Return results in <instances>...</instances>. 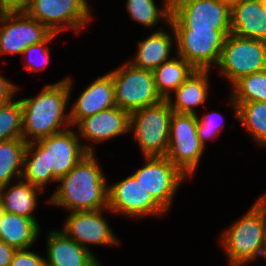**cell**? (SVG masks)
Listing matches in <instances>:
<instances>
[{
	"label": "cell",
	"mask_w": 266,
	"mask_h": 266,
	"mask_svg": "<svg viewBox=\"0 0 266 266\" xmlns=\"http://www.w3.org/2000/svg\"><path fill=\"white\" fill-rule=\"evenodd\" d=\"M72 86L73 79L69 76L54 84L44 85L35 97L20 99L23 139L27 143L72 127L69 114H66Z\"/></svg>",
	"instance_id": "7a4b0ae2"
},
{
	"label": "cell",
	"mask_w": 266,
	"mask_h": 266,
	"mask_svg": "<svg viewBox=\"0 0 266 266\" xmlns=\"http://www.w3.org/2000/svg\"><path fill=\"white\" fill-rule=\"evenodd\" d=\"M210 70H196L174 92L175 98L170 95L166 101L176 113L197 114L195 107L205 103L209 93Z\"/></svg>",
	"instance_id": "44dd1931"
},
{
	"label": "cell",
	"mask_w": 266,
	"mask_h": 266,
	"mask_svg": "<svg viewBox=\"0 0 266 266\" xmlns=\"http://www.w3.org/2000/svg\"><path fill=\"white\" fill-rule=\"evenodd\" d=\"M175 54L184 58L196 70H210L219 62L225 40L231 29L174 28Z\"/></svg>",
	"instance_id": "9c48e42d"
},
{
	"label": "cell",
	"mask_w": 266,
	"mask_h": 266,
	"mask_svg": "<svg viewBox=\"0 0 266 266\" xmlns=\"http://www.w3.org/2000/svg\"><path fill=\"white\" fill-rule=\"evenodd\" d=\"M229 98L234 107V117L249 131L255 143L266 147V102H232L231 96Z\"/></svg>",
	"instance_id": "d4e9b609"
},
{
	"label": "cell",
	"mask_w": 266,
	"mask_h": 266,
	"mask_svg": "<svg viewBox=\"0 0 266 266\" xmlns=\"http://www.w3.org/2000/svg\"><path fill=\"white\" fill-rule=\"evenodd\" d=\"M226 1H228L232 5L236 2L243 1V0H226Z\"/></svg>",
	"instance_id": "8d00e7d4"
},
{
	"label": "cell",
	"mask_w": 266,
	"mask_h": 266,
	"mask_svg": "<svg viewBox=\"0 0 266 266\" xmlns=\"http://www.w3.org/2000/svg\"><path fill=\"white\" fill-rule=\"evenodd\" d=\"M195 71L196 69L190 63L176 54L152 71L158 93L166 100L171 95V91L174 92Z\"/></svg>",
	"instance_id": "cb8c5ba5"
},
{
	"label": "cell",
	"mask_w": 266,
	"mask_h": 266,
	"mask_svg": "<svg viewBox=\"0 0 266 266\" xmlns=\"http://www.w3.org/2000/svg\"><path fill=\"white\" fill-rule=\"evenodd\" d=\"M95 152H88L64 176L47 203L66 211L99 210L108 208L107 177L99 167Z\"/></svg>",
	"instance_id": "3957f363"
},
{
	"label": "cell",
	"mask_w": 266,
	"mask_h": 266,
	"mask_svg": "<svg viewBox=\"0 0 266 266\" xmlns=\"http://www.w3.org/2000/svg\"><path fill=\"white\" fill-rule=\"evenodd\" d=\"M23 139L22 107L20 99L0 105V142Z\"/></svg>",
	"instance_id": "f1b7e54d"
},
{
	"label": "cell",
	"mask_w": 266,
	"mask_h": 266,
	"mask_svg": "<svg viewBox=\"0 0 266 266\" xmlns=\"http://www.w3.org/2000/svg\"><path fill=\"white\" fill-rule=\"evenodd\" d=\"M29 249L16 250L9 266H45V258Z\"/></svg>",
	"instance_id": "1f68e13d"
},
{
	"label": "cell",
	"mask_w": 266,
	"mask_h": 266,
	"mask_svg": "<svg viewBox=\"0 0 266 266\" xmlns=\"http://www.w3.org/2000/svg\"><path fill=\"white\" fill-rule=\"evenodd\" d=\"M231 34L266 42V9L260 0H243L231 5Z\"/></svg>",
	"instance_id": "d6986e66"
},
{
	"label": "cell",
	"mask_w": 266,
	"mask_h": 266,
	"mask_svg": "<svg viewBox=\"0 0 266 266\" xmlns=\"http://www.w3.org/2000/svg\"><path fill=\"white\" fill-rule=\"evenodd\" d=\"M173 28L231 29V4L226 0H172Z\"/></svg>",
	"instance_id": "8fae6325"
},
{
	"label": "cell",
	"mask_w": 266,
	"mask_h": 266,
	"mask_svg": "<svg viewBox=\"0 0 266 266\" xmlns=\"http://www.w3.org/2000/svg\"><path fill=\"white\" fill-rule=\"evenodd\" d=\"M108 209L128 217L162 216L167 213L131 174L108 185Z\"/></svg>",
	"instance_id": "5bb4252c"
},
{
	"label": "cell",
	"mask_w": 266,
	"mask_h": 266,
	"mask_svg": "<svg viewBox=\"0 0 266 266\" xmlns=\"http://www.w3.org/2000/svg\"><path fill=\"white\" fill-rule=\"evenodd\" d=\"M114 106H116L114 83L112 76L106 73L95 79L80 93L69 110L70 123L76 126L82 119Z\"/></svg>",
	"instance_id": "e0dca14e"
},
{
	"label": "cell",
	"mask_w": 266,
	"mask_h": 266,
	"mask_svg": "<svg viewBox=\"0 0 266 266\" xmlns=\"http://www.w3.org/2000/svg\"><path fill=\"white\" fill-rule=\"evenodd\" d=\"M108 73L114 83L116 106L129 113L164 100L157 91L152 71L136 68L128 61Z\"/></svg>",
	"instance_id": "8992f818"
},
{
	"label": "cell",
	"mask_w": 266,
	"mask_h": 266,
	"mask_svg": "<svg viewBox=\"0 0 266 266\" xmlns=\"http://www.w3.org/2000/svg\"><path fill=\"white\" fill-rule=\"evenodd\" d=\"M143 158L146 163L132 175L168 212L179 186L187 177L165 156H146Z\"/></svg>",
	"instance_id": "7c38bea8"
},
{
	"label": "cell",
	"mask_w": 266,
	"mask_h": 266,
	"mask_svg": "<svg viewBox=\"0 0 266 266\" xmlns=\"http://www.w3.org/2000/svg\"><path fill=\"white\" fill-rule=\"evenodd\" d=\"M172 115L173 110L166 100L130 113L129 131H132L143 157L165 156Z\"/></svg>",
	"instance_id": "5b68a950"
},
{
	"label": "cell",
	"mask_w": 266,
	"mask_h": 266,
	"mask_svg": "<svg viewBox=\"0 0 266 266\" xmlns=\"http://www.w3.org/2000/svg\"><path fill=\"white\" fill-rule=\"evenodd\" d=\"M16 249L0 240V266H9Z\"/></svg>",
	"instance_id": "e575fe53"
},
{
	"label": "cell",
	"mask_w": 266,
	"mask_h": 266,
	"mask_svg": "<svg viewBox=\"0 0 266 266\" xmlns=\"http://www.w3.org/2000/svg\"><path fill=\"white\" fill-rule=\"evenodd\" d=\"M4 213V209L2 208V204H1V201H0V220H1V217Z\"/></svg>",
	"instance_id": "d590c367"
},
{
	"label": "cell",
	"mask_w": 266,
	"mask_h": 266,
	"mask_svg": "<svg viewBox=\"0 0 266 266\" xmlns=\"http://www.w3.org/2000/svg\"><path fill=\"white\" fill-rule=\"evenodd\" d=\"M80 141L78 134L69 127L27 143L22 179L43 191L49 183H57L84 155L96 152L92 145H84Z\"/></svg>",
	"instance_id": "6da1fadb"
},
{
	"label": "cell",
	"mask_w": 266,
	"mask_h": 266,
	"mask_svg": "<svg viewBox=\"0 0 266 266\" xmlns=\"http://www.w3.org/2000/svg\"><path fill=\"white\" fill-rule=\"evenodd\" d=\"M221 246L228 257L229 266H249L262 257L266 242V194L259 197L244 216L222 231Z\"/></svg>",
	"instance_id": "277c9868"
},
{
	"label": "cell",
	"mask_w": 266,
	"mask_h": 266,
	"mask_svg": "<svg viewBox=\"0 0 266 266\" xmlns=\"http://www.w3.org/2000/svg\"><path fill=\"white\" fill-rule=\"evenodd\" d=\"M105 210L110 211L108 208L71 211L61 231L88 250L90 244L106 245L108 248L118 246L121 242L102 215Z\"/></svg>",
	"instance_id": "9a60e30c"
},
{
	"label": "cell",
	"mask_w": 266,
	"mask_h": 266,
	"mask_svg": "<svg viewBox=\"0 0 266 266\" xmlns=\"http://www.w3.org/2000/svg\"><path fill=\"white\" fill-rule=\"evenodd\" d=\"M41 226L32 218L4 212L0 220V240L18 249L32 247Z\"/></svg>",
	"instance_id": "603a6c76"
},
{
	"label": "cell",
	"mask_w": 266,
	"mask_h": 266,
	"mask_svg": "<svg viewBox=\"0 0 266 266\" xmlns=\"http://www.w3.org/2000/svg\"><path fill=\"white\" fill-rule=\"evenodd\" d=\"M169 26L172 30L171 35L161 27L160 30L157 29L149 34L144 40L138 41L135 56L129 63L136 68L153 71L162 63L172 59L170 53L173 49L172 45H176V35L170 23Z\"/></svg>",
	"instance_id": "ffe728a7"
},
{
	"label": "cell",
	"mask_w": 266,
	"mask_h": 266,
	"mask_svg": "<svg viewBox=\"0 0 266 266\" xmlns=\"http://www.w3.org/2000/svg\"><path fill=\"white\" fill-rule=\"evenodd\" d=\"M130 113L114 106L82 119L76 127L78 136L88 142H105L129 133ZM81 136V137H80Z\"/></svg>",
	"instance_id": "2e32d148"
},
{
	"label": "cell",
	"mask_w": 266,
	"mask_h": 266,
	"mask_svg": "<svg viewBox=\"0 0 266 266\" xmlns=\"http://www.w3.org/2000/svg\"><path fill=\"white\" fill-rule=\"evenodd\" d=\"M26 148L24 139L0 142V187L8 185L13 178H22Z\"/></svg>",
	"instance_id": "484cf974"
},
{
	"label": "cell",
	"mask_w": 266,
	"mask_h": 266,
	"mask_svg": "<svg viewBox=\"0 0 266 266\" xmlns=\"http://www.w3.org/2000/svg\"><path fill=\"white\" fill-rule=\"evenodd\" d=\"M231 89L232 102H266V70L240 78Z\"/></svg>",
	"instance_id": "83f0119b"
},
{
	"label": "cell",
	"mask_w": 266,
	"mask_h": 266,
	"mask_svg": "<svg viewBox=\"0 0 266 266\" xmlns=\"http://www.w3.org/2000/svg\"><path fill=\"white\" fill-rule=\"evenodd\" d=\"M19 87L9 79L0 75V105L6 104L11 101L15 94H17Z\"/></svg>",
	"instance_id": "d6a6232c"
},
{
	"label": "cell",
	"mask_w": 266,
	"mask_h": 266,
	"mask_svg": "<svg viewBox=\"0 0 266 266\" xmlns=\"http://www.w3.org/2000/svg\"><path fill=\"white\" fill-rule=\"evenodd\" d=\"M57 35L59 34L52 33L45 41L31 45L25 49L22 55L23 58L27 57L28 61V63L24 66L25 69L29 70L30 72H39L45 69L47 65H49L51 55L48 46L50 41H52L53 38ZM36 55H40L41 57Z\"/></svg>",
	"instance_id": "f546056e"
},
{
	"label": "cell",
	"mask_w": 266,
	"mask_h": 266,
	"mask_svg": "<svg viewBox=\"0 0 266 266\" xmlns=\"http://www.w3.org/2000/svg\"><path fill=\"white\" fill-rule=\"evenodd\" d=\"M0 55L20 54L45 41L52 32L24 11L0 12Z\"/></svg>",
	"instance_id": "4fadbf2b"
},
{
	"label": "cell",
	"mask_w": 266,
	"mask_h": 266,
	"mask_svg": "<svg viewBox=\"0 0 266 266\" xmlns=\"http://www.w3.org/2000/svg\"><path fill=\"white\" fill-rule=\"evenodd\" d=\"M231 86L240 78L266 70V42L229 34L217 64Z\"/></svg>",
	"instance_id": "ba28073f"
},
{
	"label": "cell",
	"mask_w": 266,
	"mask_h": 266,
	"mask_svg": "<svg viewBox=\"0 0 266 266\" xmlns=\"http://www.w3.org/2000/svg\"><path fill=\"white\" fill-rule=\"evenodd\" d=\"M223 119V116L218 112L205 113L202 118L197 115V134L204 147L207 145V140L220 135L219 132L223 130L225 125Z\"/></svg>",
	"instance_id": "4dcf8cb0"
},
{
	"label": "cell",
	"mask_w": 266,
	"mask_h": 266,
	"mask_svg": "<svg viewBox=\"0 0 266 266\" xmlns=\"http://www.w3.org/2000/svg\"><path fill=\"white\" fill-rule=\"evenodd\" d=\"M18 183L10 186L0 187V201L4 212L22 215L27 218H32L37 222L33 215L38 206V195L44 194L41 188L31 185L22 178Z\"/></svg>",
	"instance_id": "7402d4cb"
},
{
	"label": "cell",
	"mask_w": 266,
	"mask_h": 266,
	"mask_svg": "<svg viewBox=\"0 0 266 266\" xmlns=\"http://www.w3.org/2000/svg\"><path fill=\"white\" fill-rule=\"evenodd\" d=\"M205 149L197 134V114L173 112L165 157L190 178L196 172Z\"/></svg>",
	"instance_id": "52a82bcc"
},
{
	"label": "cell",
	"mask_w": 266,
	"mask_h": 266,
	"mask_svg": "<svg viewBox=\"0 0 266 266\" xmlns=\"http://www.w3.org/2000/svg\"><path fill=\"white\" fill-rule=\"evenodd\" d=\"M31 0H0V12L24 11Z\"/></svg>",
	"instance_id": "836d02e7"
},
{
	"label": "cell",
	"mask_w": 266,
	"mask_h": 266,
	"mask_svg": "<svg viewBox=\"0 0 266 266\" xmlns=\"http://www.w3.org/2000/svg\"><path fill=\"white\" fill-rule=\"evenodd\" d=\"M24 12L56 34L68 28L79 34L92 20L87 0H31Z\"/></svg>",
	"instance_id": "30bf717a"
},
{
	"label": "cell",
	"mask_w": 266,
	"mask_h": 266,
	"mask_svg": "<svg viewBox=\"0 0 266 266\" xmlns=\"http://www.w3.org/2000/svg\"><path fill=\"white\" fill-rule=\"evenodd\" d=\"M45 266H102L94 253L67 237L61 230H51L46 239Z\"/></svg>",
	"instance_id": "ac0fdd59"
},
{
	"label": "cell",
	"mask_w": 266,
	"mask_h": 266,
	"mask_svg": "<svg viewBox=\"0 0 266 266\" xmlns=\"http://www.w3.org/2000/svg\"><path fill=\"white\" fill-rule=\"evenodd\" d=\"M262 257L265 258V260H266V242H265V248H264V253H263Z\"/></svg>",
	"instance_id": "f35d334b"
},
{
	"label": "cell",
	"mask_w": 266,
	"mask_h": 266,
	"mask_svg": "<svg viewBox=\"0 0 266 266\" xmlns=\"http://www.w3.org/2000/svg\"><path fill=\"white\" fill-rule=\"evenodd\" d=\"M171 2L172 0H165L159 9L155 0H126V9L132 20L146 28L155 27L161 19L166 21L168 26L171 18Z\"/></svg>",
	"instance_id": "4316f807"
},
{
	"label": "cell",
	"mask_w": 266,
	"mask_h": 266,
	"mask_svg": "<svg viewBox=\"0 0 266 266\" xmlns=\"http://www.w3.org/2000/svg\"><path fill=\"white\" fill-rule=\"evenodd\" d=\"M260 2L263 5V7L266 9V0H260Z\"/></svg>",
	"instance_id": "74e56055"
}]
</instances>
